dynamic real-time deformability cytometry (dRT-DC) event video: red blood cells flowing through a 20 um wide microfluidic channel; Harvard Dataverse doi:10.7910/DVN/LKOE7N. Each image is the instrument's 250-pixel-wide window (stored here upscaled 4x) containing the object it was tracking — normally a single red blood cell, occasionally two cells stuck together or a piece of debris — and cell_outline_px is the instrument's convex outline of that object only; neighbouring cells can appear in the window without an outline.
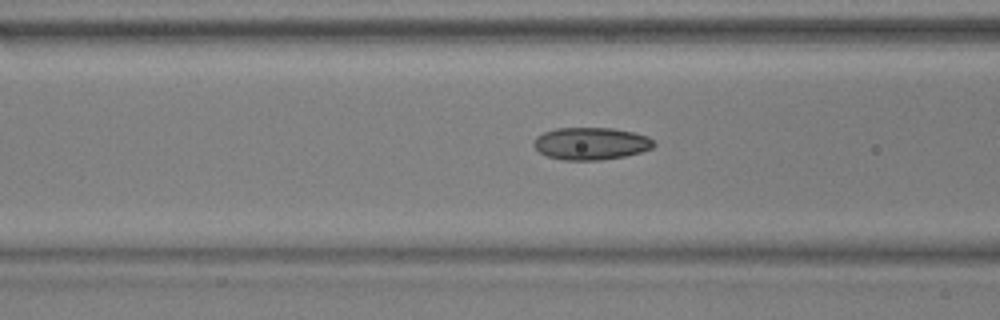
{"species": "common noctule bat (a hibernating species)", "species_latin": "Nyctalus noctula", "temperature_condition": "warm", "stored_images_in_passage": 6, "camera_frame_rate_fps": 3000, "um_per_image_px": 0.085, "animal": {"sex": "male", "body_mass_g": 17.9, "forearm_length_mm": 54.2}, "frame": {"image": 1, "passage_image": 4, "time_ms": 1.0, "image_size_px": [1000, 320], "cell_outline_px": [[656, 144], [652, 148], [640, 152], [624, 156], [600, 160], [564, 160], [548, 156], [540, 152], [532, 144], [536, 136], [544, 132], [556, 128], [612, 128], [632, 132], [648, 136]], "centroid_in_image_um": [50.22, 12.2], "position_along_channel_um": 116.4, "area_um2": 22.54}}